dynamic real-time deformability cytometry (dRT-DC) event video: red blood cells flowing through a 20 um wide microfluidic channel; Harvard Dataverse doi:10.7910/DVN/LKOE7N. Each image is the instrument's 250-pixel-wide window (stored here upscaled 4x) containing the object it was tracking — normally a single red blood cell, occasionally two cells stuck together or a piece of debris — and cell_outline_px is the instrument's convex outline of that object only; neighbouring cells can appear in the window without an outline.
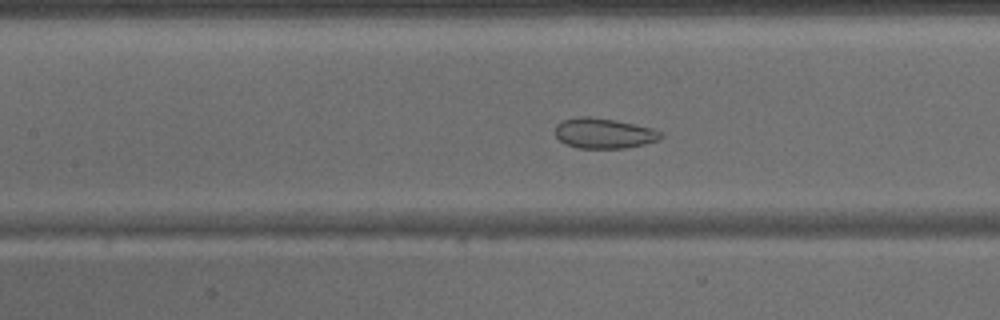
{"species": "common noctule bat (a hibernating species)", "species_latin": "Nyctalus noctula", "temperature_condition": "warm", "stored_images_in_passage": 45, "camera_frame_rate_fps": 3000, "um_per_image_px": 0.085, "animal": {"sex": "male", "body_mass_g": 15.6}, "frame": {"image": 1, "passage_image": 20, "time_ms": 6.333, "image_size_px": [1000, 320], "cell_outline_px": [[664, 136], [656, 140], [644, 144], [624, 148], [576, 148], [564, 144], [556, 136], [556, 124], [564, 120], [580, 116], [588, 116], [612, 120], [652, 128], [660, 132]], "centroid_in_image_um": [51.29, 11.34], "position_along_channel_um": 156.1, "area_um2": 18.38}}
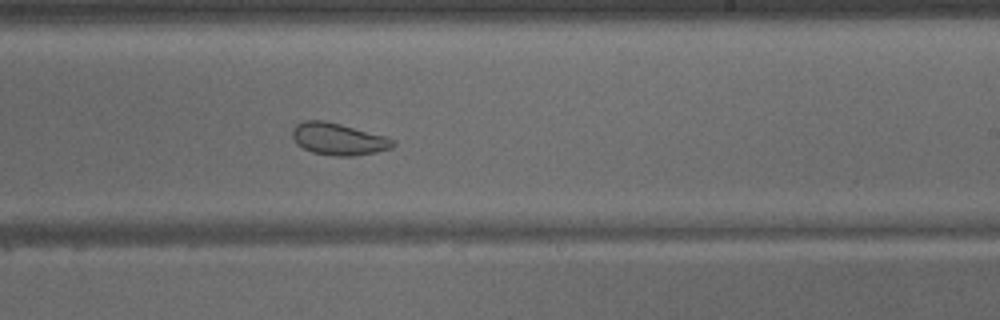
{"frame": {"image": 2, "passage_image": 27, "time_ms": 8.667, "image_size_px": [1000, 320], "cell_outline_px": [[396, 144], [392, 148], [376, 152], [352, 156], [336, 156], [312, 152], [296, 144], [292, 136], [292, 128], [296, 124], [304, 120], [324, 120], [340, 124], [384, 136], [392, 140]], "centroid_in_image_um": [28.72, 11.82], "position_along_channel_um": 260.3, "area_um2": 18.61}}
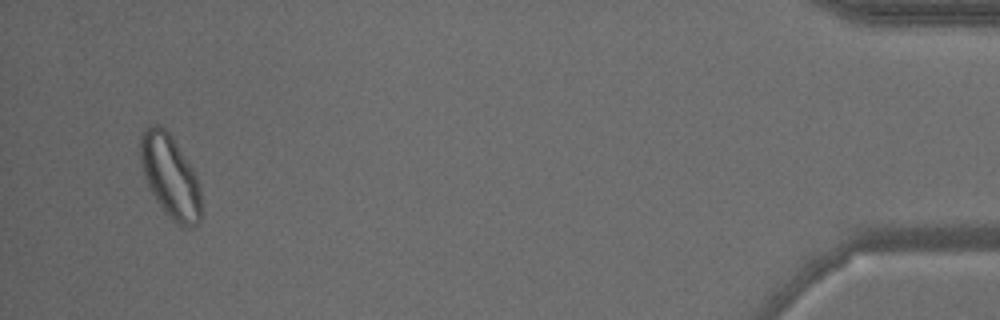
{"frame": {"image": 3, "passage_image": 43, "time_ms": 14.0, "image_size_px": [1000, 320], "cell_outline_px": [[200, 224], [192, 228], [180, 228], [172, 220], [148, 188], [140, 164], [140, 136], [144, 128], [156, 124], [160, 124], [172, 136], [192, 168], [200, 184]], "centroid_in_image_um": [14.46, 15.01], "position_along_channel_um": 420.7, "area_um2": 29.59}}